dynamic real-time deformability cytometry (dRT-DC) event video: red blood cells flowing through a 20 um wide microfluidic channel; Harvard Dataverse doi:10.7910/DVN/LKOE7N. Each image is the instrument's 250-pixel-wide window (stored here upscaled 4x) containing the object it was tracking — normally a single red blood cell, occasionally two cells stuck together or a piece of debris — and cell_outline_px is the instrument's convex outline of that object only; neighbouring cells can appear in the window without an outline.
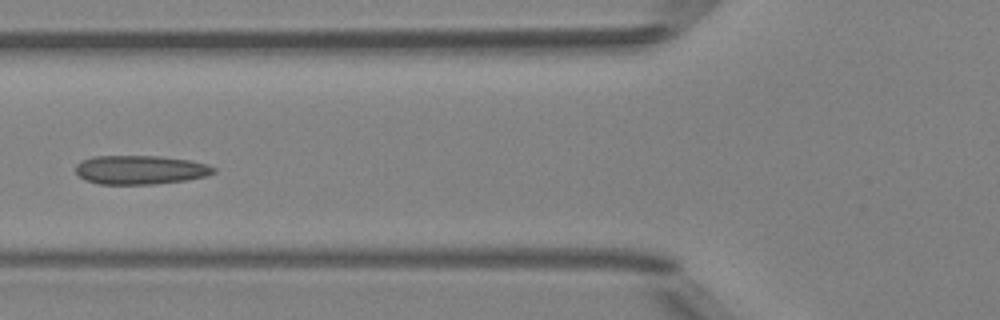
{"species": "Egyptian fruit bat (a non-hibernating species)", "species_latin": "Rousettus aegyptiacus", "temperature_condition": "room temperature", "stored_images_in_passage": 6, "camera_frame_rate_fps": 3000, "um_per_image_px": 0.085, "animal": {"sex": "female"}, "frame": {"image": 1, "passage_image": 5, "time_ms": 4.667, "image_size_px": [1000, 320], "cell_outline_px": [[216, 172], [208, 176], [188, 180], [152, 184], [100, 184], [84, 180], [76, 172], [76, 164], [80, 160], [92, 156], [160, 156], [188, 160], [208, 164], [216, 168]], "centroid_in_image_um": [11.94, 14.43], "position_along_channel_um": 113.9, "area_um2": 23.47}}
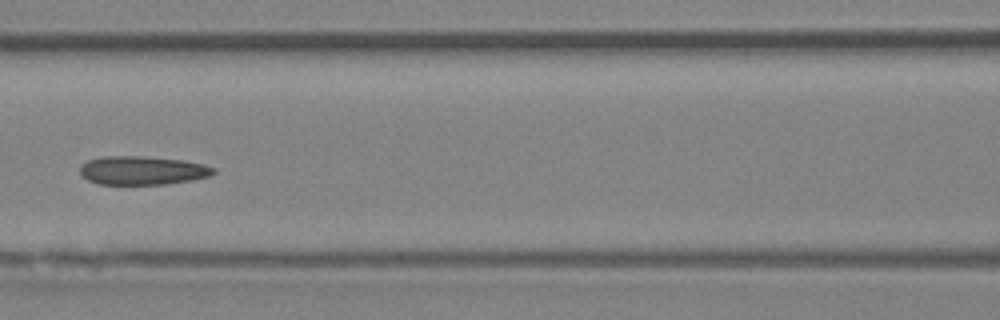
{"frame": {"image": 2, "passage_image": 6, "time_ms": 5.667, "image_size_px": [1000, 320], "cell_outline_px": [[216, 172], [212, 176], [192, 180], [164, 184], [100, 184], [88, 180], [80, 172], [80, 164], [88, 160], [100, 156], [144, 156], [184, 160], [204, 164], [216, 168]], "centroid_in_image_um": [12.14, 14.48], "position_along_channel_um": 154.5, "area_um2": 22.48}}